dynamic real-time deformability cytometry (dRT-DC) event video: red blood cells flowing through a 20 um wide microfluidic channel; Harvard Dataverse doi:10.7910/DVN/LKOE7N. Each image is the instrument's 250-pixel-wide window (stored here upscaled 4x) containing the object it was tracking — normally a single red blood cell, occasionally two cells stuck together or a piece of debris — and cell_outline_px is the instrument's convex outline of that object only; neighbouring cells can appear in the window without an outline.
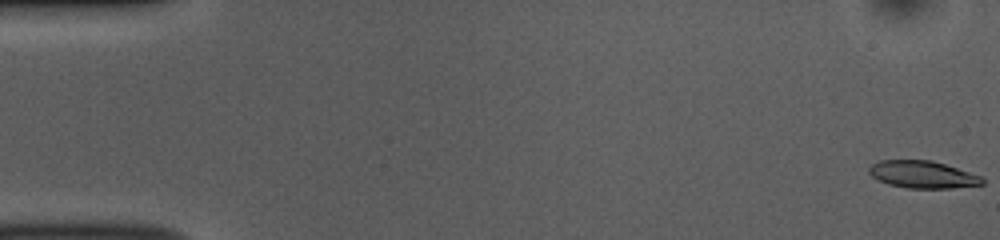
{"species": "common noctule bat (a hibernating species)", "species_latin": "Nyctalus noctula", "temperature_condition": "room temperature", "stored_images_in_passage": 52, "camera_frame_rate_fps": 3000, "um_per_image_px": 0.085, "animal": {"sex": "female", "body_mass_g": 10.0, "forearm_length_mm": 53.1}, "frame": {"image": 1, "passage_image": 1, "time_ms": 0.0, "image_size_px": [1000, 240], "cell_outline_px": [[984, 184], [952, 188], [908, 188], [888, 184], [872, 176], [868, 172], [868, 168], [872, 164], [880, 160], [932, 160], [980, 176], [984, 180]], "centroid_in_image_um": [78.4, 14.83], "position_along_channel_um": 6.6, "area_um2": 17.8}}
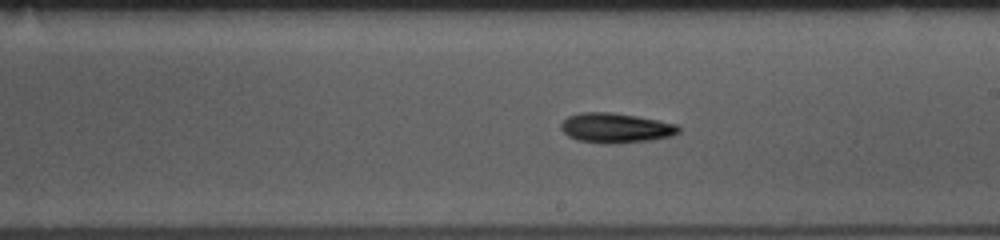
{"frame": {"image": 2, "passage_image": 30, "time_ms": 9.667, "image_size_px": [1000, 240], "cell_outline_px": [[680, 132], [672, 136], [648, 140], [616, 144], [604, 144], [576, 140], [568, 136], [560, 128], [560, 124], [568, 116], [580, 112], [612, 112], [636, 116], [676, 124], [680, 128]], "centroid_in_image_um": [52.3, 10.88], "position_along_channel_um": 236.7, "area_um2": 20.52}}
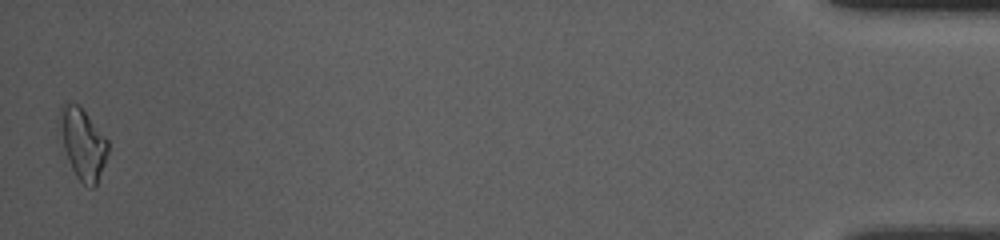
{"frame": {"image": 3, "passage_image": 52, "time_ms": 17.0, "image_size_px": [1000, 240], "cell_outline_px": [[108, 152], [104, 164], [96, 184], [92, 188], [88, 188], [76, 176], [68, 160], [64, 148], [60, 112], [60, 104], [64, 100], [80, 104], [108, 140]], "centroid_in_image_um": [7.05, 12.16], "position_along_channel_um": 428.1, "area_um2": 19.71}, "authors_computed_cell_mechanics": {"area_um2": 18.9006, "velocity_mm_per_s": 3.8431, "shape_relaxation_time_tau1_ms": 3.1946, "shape_relaxation_time_tau2_ms": null, "deformation_change_tau1": 0.1248, "deformation_change_tau2": null}}